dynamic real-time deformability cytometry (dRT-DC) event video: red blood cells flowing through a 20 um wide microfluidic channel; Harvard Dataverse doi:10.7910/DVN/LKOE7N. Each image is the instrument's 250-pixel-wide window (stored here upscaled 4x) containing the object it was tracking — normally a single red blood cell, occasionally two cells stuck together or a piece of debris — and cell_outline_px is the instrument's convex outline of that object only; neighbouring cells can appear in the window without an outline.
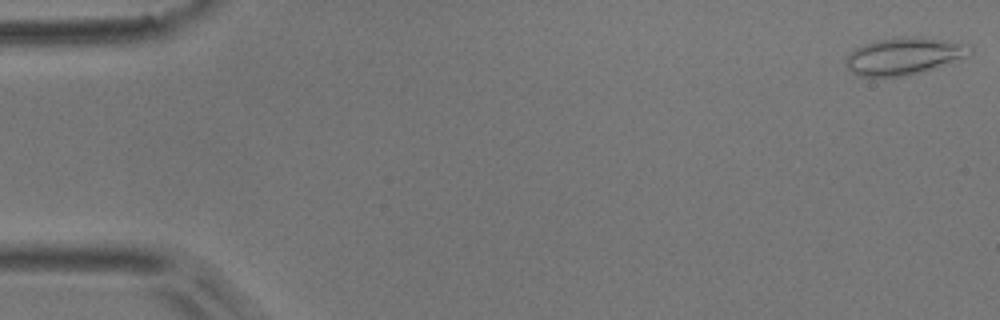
{"species": "common noctule bat (a hibernating species)", "species_latin": "Nyctalus noctula", "temperature_condition": "room temperature", "stored_images_in_passage": 17, "camera_frame_rate_fps": 3000, "um_per_image_px": 0.085, "animal": {"sex": "male", "body_mass_g": 17.9}, "frame": {"image": 1, "passage_image": 1, "time_ms": 0.0, "image_size_px": [1000, 320], "cell_outline_px": [[972, 52], [964, 56], [944, 64], [908, 76], [856, 76], [844, 64], [844, 56], [856, 48], [864, 44], [876, 40], [896, 36], [908, 36], [944, 40], [972, 44]], "centroid_in_image_um": [76.77, 4.75], "position_along_channel_um": 8.2, "area_um2": 26.82}}